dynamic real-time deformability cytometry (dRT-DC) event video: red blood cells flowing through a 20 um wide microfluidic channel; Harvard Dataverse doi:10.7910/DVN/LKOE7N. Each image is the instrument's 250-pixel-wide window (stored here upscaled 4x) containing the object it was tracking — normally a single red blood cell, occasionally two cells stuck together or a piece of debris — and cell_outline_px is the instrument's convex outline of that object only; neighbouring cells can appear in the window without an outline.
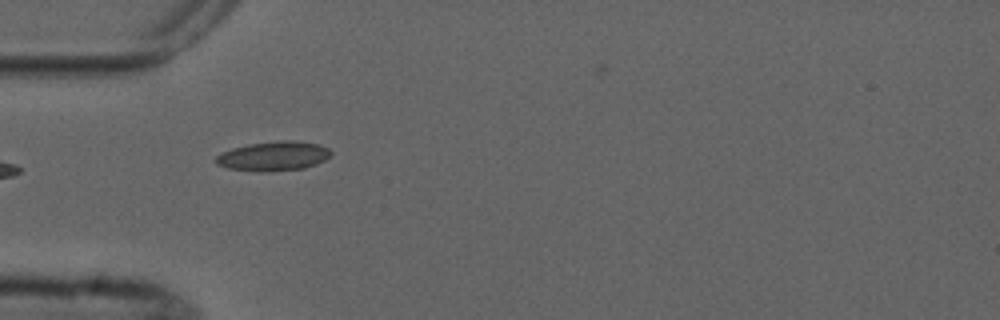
{"species": "common noctule bat (a hibernating species)", "species_latin": "Nyctalus noctula", "temperature_condition": "cold", "stored_images_in_passage": 11, "camera_frame_rate_fps": 3000, "um_per_image_px": 0.085, "animal": {"sex": "male", "forearm_length_mm": 52.5}, "frame": {"image": 1, "passage_image": 5, "time_ms": 5.667, "image_size_px": [1000, 320], "cell_outline_px": [[332, 152], [324, 160], [316, 164], [304, 168], [268, 172], [260, 172], [228, 168], [216, 164], [216, 156], [220, 152], [232, 148], [248, 144], [280, 140], [292, 140], [320, 144], [328, 148]], "centroid_in_image_um": [23.23, 13.26], "position_along_channel_um": 61.8, "area_um2": 19.83}}
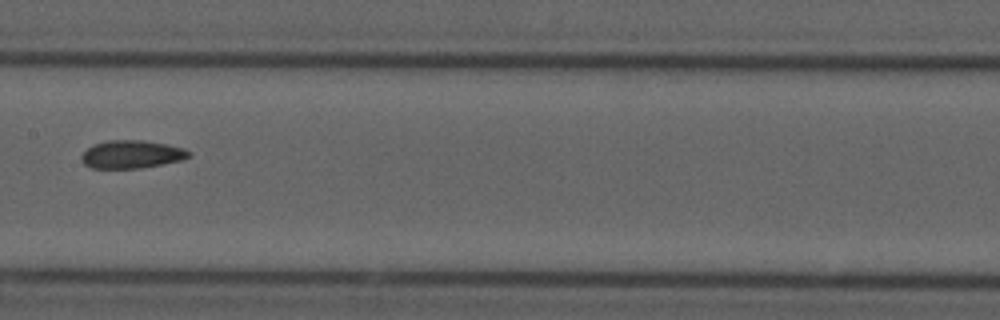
{"frame": {"image": 2, "passage_image": 8, "time_ms": 9.333, "image_size_px": [1000, 320], "cell_outline_px": [[192, 156], [180, 160], [140, 168], [92, 168], [84, 164], [80, 160], [80, 156], [88, 148], [96, 144], [108, 140], [144, 140], [184, 148], [192, 152]], "centroid_in_image_um": [11.19, 13.12], "position_along_channel_um": 196.2, "area_um2": 17.4}}
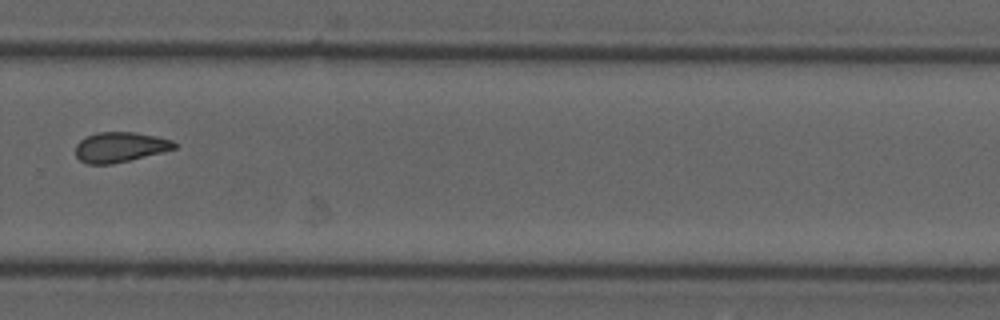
{"frame": {"image": 3, "passage_image": 11, "time_ms": 12.667, "image_size_px": [1000, 320], "cell_outline_px": [[176, 148], [112, 164], [88, 164], [80, 160], [76, 156], [76, 144], [80, 140], [96, 132], [136, 132], [156, 136], [172, 140], [176, 144]], "centroid_in_image_um": [10.18, 12.49], "position_along_channel_um": 319.6, "area_um2": 17.11}}